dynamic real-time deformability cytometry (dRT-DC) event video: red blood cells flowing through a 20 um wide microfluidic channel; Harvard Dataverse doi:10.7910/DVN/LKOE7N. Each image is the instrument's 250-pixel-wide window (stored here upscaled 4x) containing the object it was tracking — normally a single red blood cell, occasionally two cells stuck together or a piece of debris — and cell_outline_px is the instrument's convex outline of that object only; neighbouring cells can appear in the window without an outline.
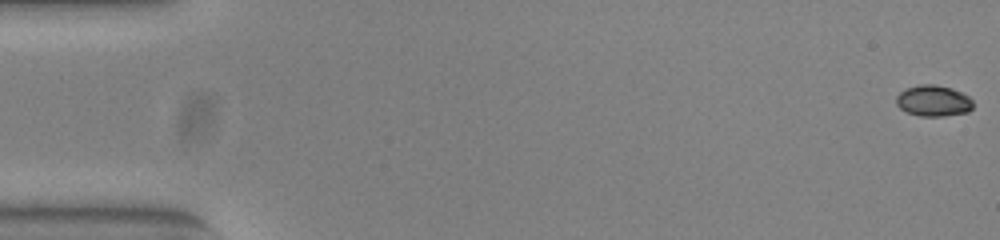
{"species": "common noctule bat (a hibernating species)", "species_latin": "Nyctalus noctula", "temperature_condition": "warm", "stored_images_in_passage": 54, "camera_frame_rate_fps": 3000, "um_per_image_px": 0.085, "animal": {"sex": "female", "body_mass_g": 23.0, "forearm_length_mm": 53.4}, "frame": {"image": 1, "passage_image": 1, "time_ms": 0.0, "image_size_px": [1000, 240], "cell_outline_px": [[972, 108], [968, 112], [944, 116], [920, 116], [908, 112], [900, 108], [896, 104], [896, 96], [900, 92], [908, 88], [920, 84], [936, 84], [952, 88], [968, 96], [972, 100]], "centroid_in_image_um": [79.34, 8.56], "position_along_channel_um": 5.7, "area_um2": 13.87}}
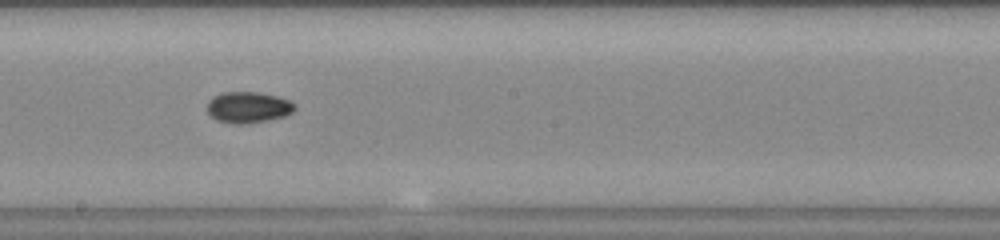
{"frame": {"image": 2, "passage_image": 30, "time_ms": 9.667, "image_size_px": [1000, 240], "cell_outline_px": [[296, 108], [292, 112], [284, 116], [248, 124], [236, 124], [216, 120], [208, 112], [208, 100], [212, 96], [224, 92], [256, 92], [276, 96], [288, 100], [296, 104]], "centroid_in_image_um": [21.09, 9.12], "position_along_channel_um": 227.1, "area_um2": 15.84}}
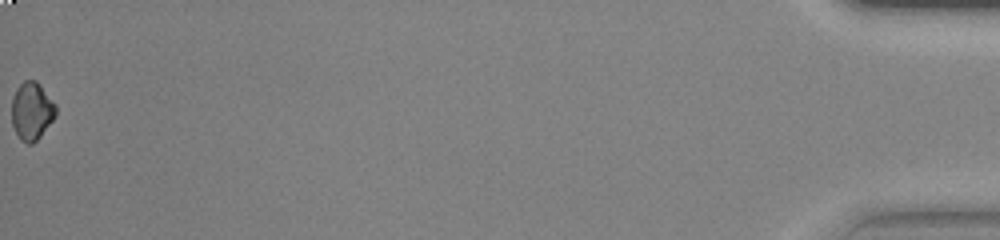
{"frame": {"image": 3, "passage_image": 54, "time_ms": 17.667, "image_size_px": [1000, 240], "cell_outline_px": [[56, 116], [40, 136], [32, 144], [28, 144], [20, 140], [12, 124], [12, 96], [16, 88], [24, 80], [36, 80], [40, 84], [56, 104]], "centroid_in_image_um": [2.7, 9.42], "position_along_channel_um": 432.5, "area_um2": 14.97}, "authors_computed_cell_mechanics": {"area_um2": 14.8835, "velocity_mm_per_s": 3.8842, "shape_relaxation_time_tau1_ms": null, "shape_relaxation_time_tau2_ms": 3.816, "deformation_change_tau1": null, "deformation_change_tau2": 0.0438}}